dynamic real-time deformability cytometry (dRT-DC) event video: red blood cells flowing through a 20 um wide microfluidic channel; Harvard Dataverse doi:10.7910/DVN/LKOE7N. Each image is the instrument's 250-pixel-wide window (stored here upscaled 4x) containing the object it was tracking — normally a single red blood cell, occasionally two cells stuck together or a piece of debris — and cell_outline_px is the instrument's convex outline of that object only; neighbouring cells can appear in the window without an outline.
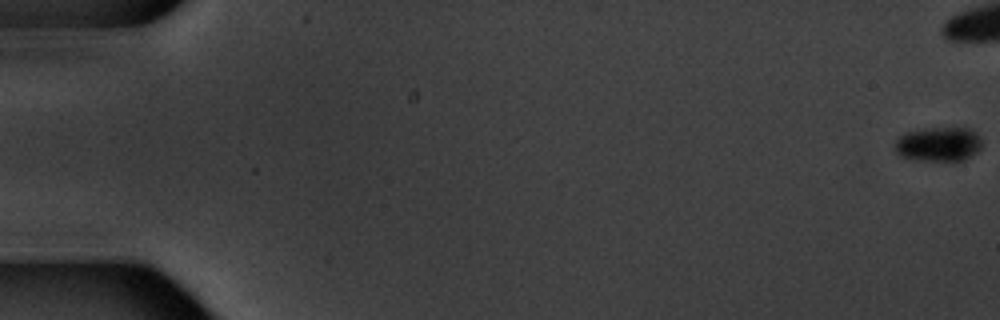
{"species": "common noctule bat (a hibernating species)", "species_latin": "Nyctalus noctula", "temperature_condition": "warm", "stored_images_in_passage": 9, "camera_frame_rate_fps": 3000, "um_per_image_px": 0.085, "animal": {"sex": "male", "body_mass_g": 20.1, "forearm_length_mm": 53.5}, "frame": {"image": 1, "passage_image": 1, "time_ms": 0.0, "image_size_px": [1000, 320], "cell_outline_px": [[980, 148], [976, 152], [964, 160], [920, 160], [900, 156], [892, 148], [892, 144], [904, 132], [928, 128], [968, 128], [976, 132], [980, 140]], "centroid_in_image_um": [79.71, 12.25], "position_along_channel_um": 5.3, "area_um2": 17.4}}